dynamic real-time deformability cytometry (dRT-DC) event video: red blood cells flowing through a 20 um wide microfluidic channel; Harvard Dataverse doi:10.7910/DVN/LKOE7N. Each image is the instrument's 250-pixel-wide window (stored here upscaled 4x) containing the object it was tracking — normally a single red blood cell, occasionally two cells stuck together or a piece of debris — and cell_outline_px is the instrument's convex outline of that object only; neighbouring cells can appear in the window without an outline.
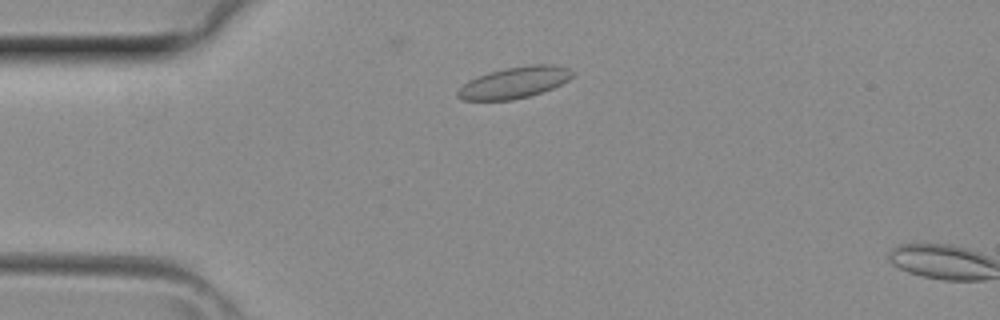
{"species": "common noctule bat (a hibernating species)", "species_latin": "Nyctalus noctula", "temperature_condition": "room temperature", "stored_images_in_passage": 2, "camera_frame_rate_fps": 3000, "um_per_image_px": 0.085, "animal": {"sex": "female", "body_mass_g": 29.2, "forearm_length_mm": 56.3}, "frame": {"image": 1, "passage_image": 1, "time_ms": 0.0, "image_size_px": [1000, 320], "cell_outline_px": [[576, 72], [568, 80], [552, 88], [528, 96], [512, 100], [460, 100], [456, 96], [456, 92], [468, 80], [476, 76], [488, 72], [504, 68], [528, 64], [552, 64], [572, 68]], "centroid_in_image_um": [43.73, 7.0], "position_along_channel_um": 41.3, "area_um2": 21.21}}